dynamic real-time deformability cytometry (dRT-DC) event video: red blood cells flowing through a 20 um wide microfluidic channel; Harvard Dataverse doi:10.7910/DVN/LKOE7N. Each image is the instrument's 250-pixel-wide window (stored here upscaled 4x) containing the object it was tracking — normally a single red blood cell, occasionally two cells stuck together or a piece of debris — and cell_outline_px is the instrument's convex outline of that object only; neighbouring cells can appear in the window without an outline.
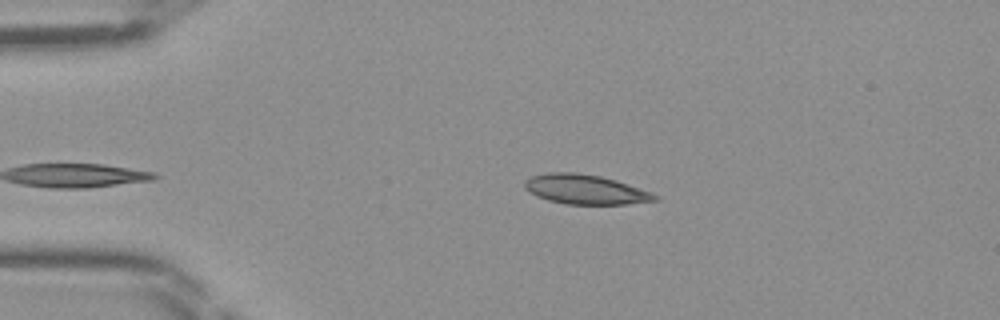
{"species": "Egyptian fruit bat (a non-hibernating species)", "species_latin": "Rousettus aegyptiacus", "temperature_condition": "room temperature", "stored_images_in_passage": 34, "camera_frame_rate_fps": 3000, "um_per_image_px": 0.085, "frame": {"image": 1, "passage_image": 2, "time_ms": 0.333, "image_size_px": [1000, 320], "cell_outline_px": [[660, 200], [628, 204], [568, 204], [548, 200], [536, 196], [524, 188], [524, 180], [532, 176], [548, 172], [576, 172], [600, 176], [616, 180], [652, 192], [660, 196]], "centroid_in_image_um": [49.78, 16.1], "position_along_channel_um": 35.2, "area_um2": 22.6}}
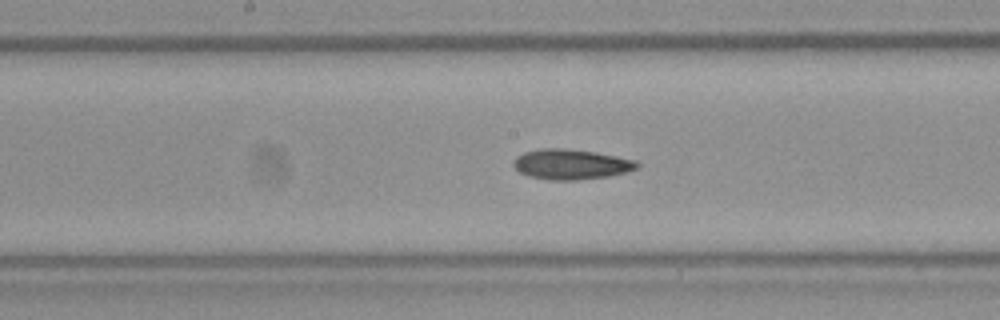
{"frame": {"image": 2, "passage_image": 16, "time_ms": 5.0, "image_size_px": [1000, 320], "cell_outline_px": [[640, 164], [636, 168], [628, 172], [608, 176], [576, 180], [548, 180], [528, 176], [520, 172], [512, 164], [512, 160], [516, 156], [524, 152], [540, 148], [564, 148], [596, 152], [636, 160]], "centroid_in_image_um": [48.52, 13.96], "position_along_channel_um": 199.7, "area_um2": 21.91}}
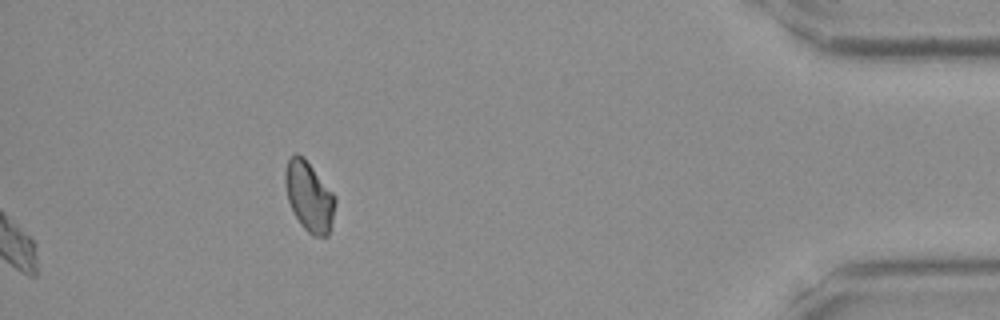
{"frame": {"image": 3, "passage_image": 34, "time_ms": 11.0, "image_size_px": [1000, 320], "cell_outline_px": [[336, 200], [332, 220], [328, 236], [312, 236], [300, 224], [288, 200], [284, 184], [284, 172], [288, 160], [296, 152], [304, 156], [336, 196]], "centroid_in_image_um": [26.27, 16.67], "position_along_channel_um": 408.9, "area_um2": 20.4}}